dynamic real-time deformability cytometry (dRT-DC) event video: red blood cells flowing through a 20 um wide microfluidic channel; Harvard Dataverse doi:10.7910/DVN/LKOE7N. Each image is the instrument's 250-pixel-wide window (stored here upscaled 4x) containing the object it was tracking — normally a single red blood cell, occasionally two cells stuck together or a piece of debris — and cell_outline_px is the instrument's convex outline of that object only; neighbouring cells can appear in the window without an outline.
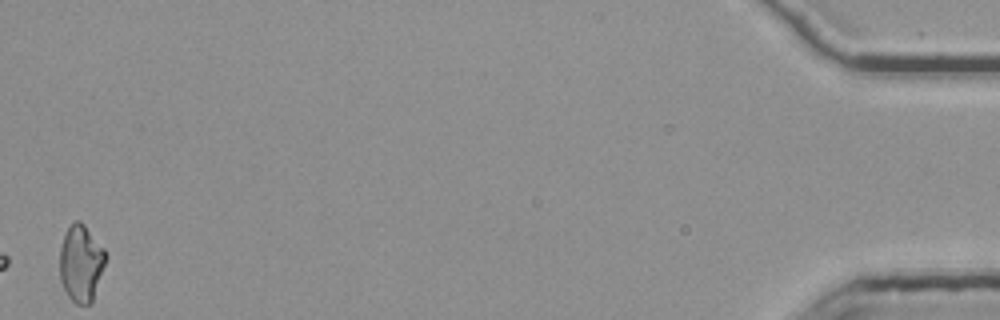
{"species": "common noctule bat (a hibernating species)", "species_latin": "Nyctalus noctula", "temperature_condition": "room temperature", "stored_images_in_passage": 37, "camera_frame_rate_fps": 3000, "um_per_image_px": 0.085, "animal": {"sex": "female", "body_mass_g": 25.1}, "frame": {"image": 1, "passage_image": 37, "time_ms": 12.0, "image_size_px": [1000, 320], "cell_outline_px": [[108, 256], [92, 304], [76, 304], [68, 296], [60, 280], [60, 248], [64, 236], [68, 228], [76, 220], [80, 220], [84, 224], [108, 252]], "centroid_in_image_um": [6.92, 22.39], "position_along_channel_um": 428.3, "area_um2": 20.81}, "authors_computed_cell_mechanics": {"area_um2": 20.3456, "velocity_mm_per_s": 3.8027, "shape_relaxation_time_tau1_ms": null, "shape_relaxation_time_tau2_ms": 3.7556, "deformation_change_tau1": null, "deformation_change_tau2": 0.1303}}